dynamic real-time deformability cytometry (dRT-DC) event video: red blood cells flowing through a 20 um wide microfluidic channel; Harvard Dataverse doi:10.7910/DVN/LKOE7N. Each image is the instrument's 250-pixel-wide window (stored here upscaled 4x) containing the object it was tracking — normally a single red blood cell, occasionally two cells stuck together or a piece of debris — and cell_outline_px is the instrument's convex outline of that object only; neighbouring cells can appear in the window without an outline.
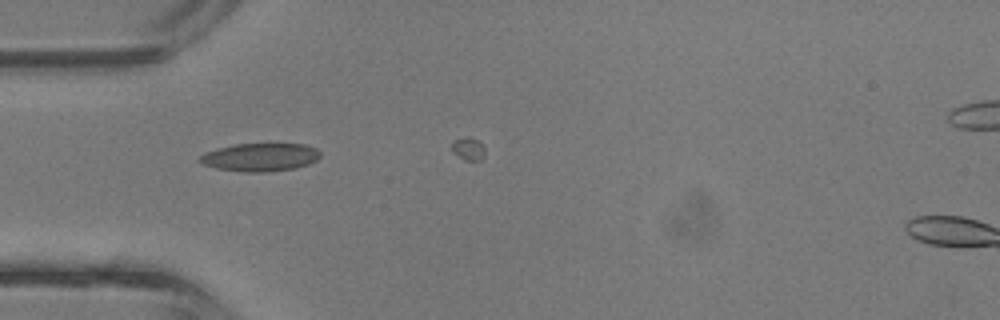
{"species": "common noctule bat (a hibernating species)", "species_latin": "Nyctalus noctula", "temperature_condition": "room temperature", "stored_images_in_passage": 5, "camera_frame_rate_fps": 3000, "um_per_image_px": 0.085, "animal": {"sex": "male", "body_mass_g": 13.3}, "frame": {"image": 1, "passage_image": 2, "time_ms": 0.333, "image_size_px": [1000, 320], "cell_outline_px": [[320, 156], [316, 160], [308, 164], [296, 168], [264, 172], [244, 172], [216, 168], [204, 164], [196, 160], [204, 152], [236, 144], [304, 144], [316, 148], [320, 152]], "centroid_in_image_um": [22.11, 13.36], "position_along_channel_um": 62.9, "area_um2": 19.65}}